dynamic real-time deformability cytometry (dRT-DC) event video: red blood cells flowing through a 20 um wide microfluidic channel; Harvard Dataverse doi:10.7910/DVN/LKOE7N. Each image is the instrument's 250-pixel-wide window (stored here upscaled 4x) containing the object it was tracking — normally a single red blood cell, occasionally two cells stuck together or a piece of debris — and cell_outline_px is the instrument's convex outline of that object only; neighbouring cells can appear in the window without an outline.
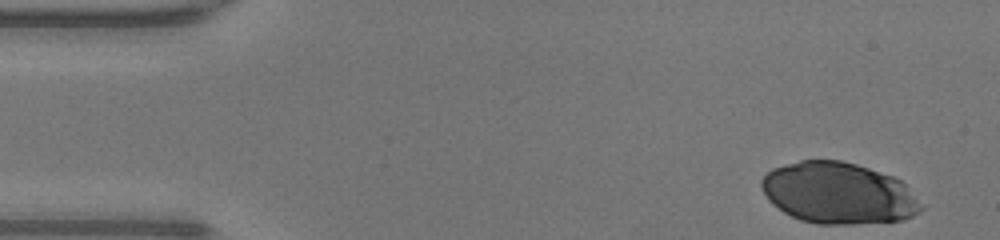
{"species": "human", "species_latin": "Homo sapiens", "temperature_condition": "warm", "stored_images_in_passage": 37, "camera_frame_rate_fps": 3000, "um_per_image_px": 0.085, "donor": {"sex": "male"}, "frame": {"image": 1, "passage_image": 1, "time_ms": 0.0, "image_size_px": [1000, 240], "cell_outline_px": [[924, 208], [920, 212], [904, 220], [852, 224], [820, 224], [800, 220], [784, 212], [772, 204], [768, 200], [760, 184], [760, 180], [772, 168], [800, 160], [840, 160], [856, 164], [892, 176], [900, 180], [924, 204]], "centroid_in_image_um": [71.27, 16.42], "position_along_channel_um": 13.7, "area_um2": 57.22}}
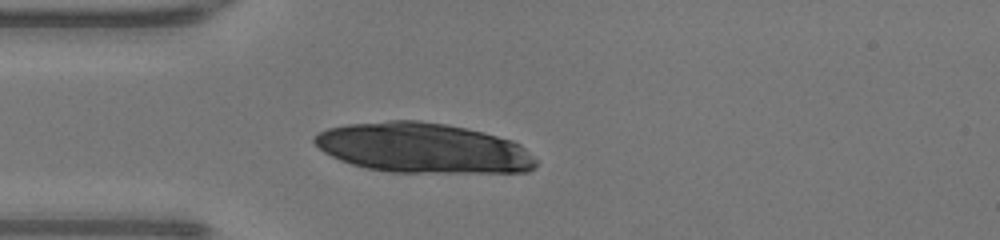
{"frame": {"image": 2, "passage_image": 11, "time_ms": 3.333, "image_size_px": [1000, 240], "cell_outline_px": [[536, 168], [528, 172], [388, 172], [364, 168], [340, 160], [324, 152], [312, 140], [320, 132], [328, 128], [348, 124], [388, 120], [420, 120], [444, 124], [484, 132], [512, 140], [520, 144], [536, 160]], "centroid_in_image_um": [35.96, 12.58], "position_along_channel_um": 49.0, "area_um2": 64.39}}